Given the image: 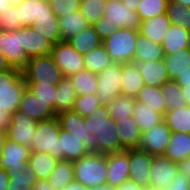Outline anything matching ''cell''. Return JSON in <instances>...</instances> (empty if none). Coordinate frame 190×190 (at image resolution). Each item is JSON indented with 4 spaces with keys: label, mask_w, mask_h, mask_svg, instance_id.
I'll return each instance as SVG.
<instances>
[{
    "label": "cell",
    "mask_w": 190,
    "mask_h": 190,
    "mask_svg": "<svg viewBox=\"0 0 190 190\" xmlns=\"http://www.w3.org/2000/svg\"><path fill=\"white\" fill-rule=\"evenodd\" d=\"M75 181L85 187L104 185L107 182L106 155L89 153L88 155L73 161Z\"/></svg>",
    "instance_id": "obj_1"
},
{
    "label": "cell",
    "mask_w": 190,
    "mask_h": 190,
    "mask_svg": "<svg viewBox=\"0 0 190 190\" xmlns=\"http://www.w3.org/2000/svg\"><path fill=\"white\" fill-rule=\"evenodd\" d=\"M138 33L136 30L119 28L102 41L112 62L121 64L133 62Z\"/></svg>",
    "instance_id": "obj_2"
},
{
    "label": "cell",
    "mask_w": 190,
    "mask_h": 190,
    "mask_svg": "<svg viewBox=\"0 0 190 190\" xmlns=\"http://www.w3.org/2000/svg\"><path fill=\"white\" fill-rule=\"evenodd\" d=\"M22 75L26 84L57 85L64 77L51 55L31 58L22 70Z\"/></svg>",
    "instance_id": "obj_3"
},
{
    "label": "cell",
    "mask_w": 190,
    "mask_h": 190,
    "mask_svg": "<svg viewBox=\"0 0 190 190\" xmlns=\"http://www.w3.org/2000/svg\"><path fill=\"white\" fill-rule=\"evenodd\" d=\"M60 129L57 117L38 121L30 147L31 152L48 153L54 158L62 160V152H59Z\"/></svg>",
    "instance_id": "obj_4"
},
{
    "label": "cell",
    "mask_w": 190,
    "mask_h": 190,
    "mask_svg": "<svg viewBox=\"0 0 190 190\" xmlns=\"http://www.w3.org/2000/svg\"><path fill=\"white\" fill-rule=\"evenodd\" d=\"M122 64L111 63L104 70L97 73L96 95L102 105H108L116 96L122 94L121 90Z\"/></svg>",
    "instance_id": "obj_5"
},
{
    "label": "cell",
    "mask_w": 190,
    "mask_h": 190,
    "mask_svg": "<svg viewBox=\"0 0 190 190\" xmlns=\"http://www.w3.org/2000/svg\"><path fill=\"white\" fill-rule=\"evenodd\" d=\"M0 53L12 68L23 70L26 67L30 59L22 48L21 28L13 31L0 29Z\"/></svg>",
    "instance_id": "obj_6"
},
{
    "label": "cell",
    "mask_w": 190,
    "mask_h": 190,
    "mask_svg": "<svg viewBox=\"0 0 190 190\" xmlns=\"http://www.w3.org/2000/svg\"><path fill=\"white\" fill-rule=\"evenodd\" d=\"M56 117L61 129L81 138L89 153H98L96 136L87 131L84 117L73 110L61 112Z\"/></svg>",
    "instance_id": "obj_7"
},
{
    "label": "cell",
    "mask_w": 190,
    "mask_h": 190,
    "mask_svg": "<svg viewBox=\"0 0 190 190\" xmlns=\"http://www.w3.org/2000/svg\"><path fill=\"white\" fill-rule=\"evenodd\" d=\"M38 121L32 119L24 112L16 110L10 115L7 126V138L22 145L31 147Z\"/></svg>",
    "instance_id": "obj_8"
},
{
    "label": "cell",
    "mask_w": 190,
    "mask_h": 190,
    "mask_svg": "<svg viewBox=\"0 0 190 190\" xmlns=\"http://www.w3.org/2000/svg\"><path fill=\"white\" fill-rule=\"evenodd\" d=\"M59 66L64 77H70L85 70L83 55L70 46L66 41L53 44L50 54Z\"/></svg>",
    "instance_id": "obj_9"
},
{
    "label": "cell",
    "mask_w": 190,
    "mask_h": 190,
    "mask_svg": "<svg viewBox=\"0 0 190 190\" xmlns=\"http://www.w3.org/2000/svg\"><path fill=\"white\" fill-rule=\"evenodd\" d=\"M103 12V17L112 27L139 31L141 21L137 12L131 11L122 1L106 0Z\"/></svg>",
    "instance_id": "obj_10"
},
{
    "label": "cell",
    "mask_w": 190,
    "mask_h": 190,
    "mask_svg": "<svg viewBox=\"0 0 190 190\" xmlns=\"http://www.w3.org/2000/svg\"><path fill=\"white\" fill-rule=\"evenodd\" d=\"M172 135L171 129L163 120L148 131L142 133V141L139 150L153 156L164 155L166 147Z\"/></svg>",
    "instance_id": "obj_11"
},
{
    "label": "cell",
    "mask_w": 190,
    "mask_h": 190,
    "mask_svg": "<svg viewBox=\"0 0 190 190\" xmlns=\"http://www.w3.org/2000/svg\"><path fill=\"white\" fill-rule=\"evenodd\" d=\"M178 163L160 155L153 156L149 190H164L178 173Z\"/></svg>",
    "instance_id": "obj_12"
},
{
    "label": "cell",
    "mask_w": 190,
    "mask_h": 190,
    "mask_svg": "<svg viewBox=\"0 0 190 190\" xmlns=\"http://www.w3.org/2000/svg\"><path fill=\"white\" fill-rule=\"evenodd\" d=\"M30 154L29 146L7 140L0 157V167L6 170L9 176L17 174L23 169V163L28 161Z\"/></svg>",
    "instance_id": "obj_13"
},
{
    "label": "cell",
    "mask_w": 190,
    "mask_h": 190,
    "mask_svg": "<svg viewBox=\"0 0 190 190\" xmlns=\"http://www.w3.org/2000/svg\"><path fill=\"white\" fill-rule=\"evenodd\" d=\"M153 155L139 149H129V179L149 190Z\"/></svg>",
    "instance_id": "obj_14"
},
{
    "label": "cell",
    "mask_w": 190,
    "mask_h": 190,
    "mask_svg": "<svg viewBox=\"0 0 190 190\" xmlns=\"http://www.w3.org/2000/svg\"><path fill=\"white\" fill-rule=\"evenodd\" d=\"M36 121H44L56 117L54 109L36 96L29 88H25L18 109Z\"/></svg>",
    "instance_id": "obj_15"
},
{
    "label": "cell",
    "mask_w": 190,
    "mask_h": 190,
    "mask_svg": "<svg viewBox=\"0 0 190 190\" xmlns=\"http://www.w3.org/2000/svg\"><path fill=\"white\" fill-rule=\"evenodd\" d=\"M107 159V182L110 186L119 187L129 180V149L106 154Z\"/></svg>",
    "instance_id": "obj_16"
},
{
    "label": "cell",
    "mask_w": 190,
    "mask_h": 190,
    "mask_svg": "<svg viewBox=\"0 0 190 190\" xmlns=\"http://www.w3.org/2000/svg\"><path fill=\"white\" fill-rule=\"evenodd\" d=\"M21 42L29 59L50 55L53 48V43L50 40L30 26L21 28Z\"/></svg>",
    "instance_id": "obj_17"
},
{
    "label": "cell",
    "mask_w": 190,
    "mask_h": 190,
    "mask_svg": "<svg viewBox=\"0 0 190 190\" xmlns=\"http://www.w3.org/2000/svg\"><path fill=\"white\" fill-rule=\"evenodd\" d=\"M59 152H62V160L72 162L89 154L81 138L63 129L59 132Z\"/></svg>",
    "instance_id": "obj_18"
},
{
    "label": "cell",
    "mask_w": 190,
    "mask_h": 190,
    "mask_svg": "<svg viewBox=\"0 0 190 190\" xmlns=\"http://www.w3.org/2000/svg\"><path fill=\"white\" fill-rule=\"evenodd\" d=\"M120 145L125 149H139L142 141V132L138 123L131 116L115 121Z\"/></svg>",
    "instance_id": "obj_19"
},
{
    "label": "cell",
    "mask_w": 190,
    "mask_h": 190,
    "mask_svg": "<svg viewBox=\"0 0 190 190\" xmlns=\"http://www.w3.org/2000/svg\"><path fill=\"white\" fill-rule=\"evenodd\" d=\"M136 64L143 78L144 85L161 87L165 82L170 81V76L163 59Z\"/></svg>",
    "instance_id": "obj_20"
},
{
    "label": "cell",
    "mask_w": 190,
    "mask_h": 190,
    "mask_svg": "<svg viewBox=\"0 0 190 190\" xmlns=\"http://www.w3.org/2000/svg\"><path fill=\"white\" fill-rule=\"evenodd\" d=\"M166 13L141 21L139 33L154 43L162 44L166 32L171 26Z\"/></svg>",
    "instance_id": "obj_21"
},
{
    "label": "cell",
    "mask_w": 190,
    "mask_h": 190,
    "mask_svg": "<svg viewBox=\"0 0 190 190\" xmlns=\"http://www.w3.org/2000/svg\"><path fill=\"white\" fill-rule=\"evenodd\" d=\"M18 6L22 27L31 26L36 18L55 15L49 0H24Z\"/></svg>",
    "instance_id": "obj_22"
},
{
    "label": "cell",
    "mask_w": 190,
    "mask_h": 190,
    "mask_svg": "<svg viewBox=\"0 0 190 190\" xmlns=\"http://www.w3.org/2000/svg\"><path fill=\"white\" fill-rule=\"evenodd\" d=\"M161 46L164 54H173L190 48V31L178 25H171Z\"/></svg>",
    "instance_id": "obj_23"
},
{
    "label": "cell",
    "mask_w": 190,
    "mask_h": 190,
    "mask_svg": "<svg viewBox=\"0 0 190 190\" xmlns=\"http://www.w3.org/2000/svg\"><path fill=\"white\" fill-rule=\"evenodd\" d=\"M144 87V81L136 63L122 64V95L136 98Z\"/></svg>",
    "instance_id": "obj_24"
},
{
    "label": "cell",
    "mask_w": 190,
    "mask_h": 190,
    "mask_svg": "<svg viewBox=\"0 0 190 190\" xmlns=\"http://www.w3.org/2000/svg\"><path fill=\"white\" fill-rule=\"evenodd\" d=\"M175 163L190 157V133L172 132L164 155Z\"/></svg>",
    "instance_id": "obj_25"
},
{
    "label": "cell",
    "mask_w": 190,
    "mask_h": 190,
    "mask_svg": "<svg viewBox=\"0 0 190 190\" xmlns=\"http://www.w3.org/2000/svg\"><path fill=\"white\" fill-rule=\"evenodd\" d=\"M163 57L164 52L160 44L154 43L138 33L133 63L152 62L162 60Z\"/></svg>",
    "instance_id": "obj_26"
},
{
    "label": "cell",
    "mask_w": 190,
    "mask_h": 190,
    "mask_svg": "<svg viewBox=\"0 0 190 190\" xmlns=\"http://www.w3.org/2000/svg\"><path fill=\"white\" fill-rule=\"evenodd\" d=\"M85 125L92 135H95V132L117 131L115 120L110 117L107 105H101L93 114L86 117Z\"/></svg>",
    "instance_id": "obj_27"
},
{
    "label": "cell",
    "mask_w": 190,
    "mask_h": 190,
    "mask_svg": "<svg viewBox=\"0 0 190 190\" xmlns=\"http://www.w3.org/2000/svg\"><path fill=\"white\" fill-rule=\"evenodd\" d=\"M132 117L138 123L139 129L142 133L150 130L163 121V115L161 113L150 108L149 105L144 102L136 100V98Z\"/></svg>",
    "instance_id": "obj_28"
},
{
    "label": "cell",
    "mask_w": 190,
    "mask_h": 190,
    "mask_svg": "<svg viewBox=\"0 0 190 190\" xmlns=\"http://www.w3.org/2000/svg\"><path fill=\"white\" fill-rule=\"evenodd\" d=\"M66 42L82 55L102 45V40L93 26H89L70 37Z\"/></svg>",
    "instance_id": "obj_29"
},
{
    "label": "cell",
    "mask_w": 190,
    "mask_h": 190,
    "mask_svg": "<svg viewBox=\"0 0 190 190\" xmlns=\"http://www.w3.org/2000/svg\"><path fill=\"white\" fill-rule=\"evenodd\" d=\"M89 26L90 25L88 24L87 20L79 10L60 17L59 28L61 34V42L68 40L70 37L78 34Z\"/></svg>",
    "instance_id": "obj_30"
},
{
    "label": "cell",
    "mask_w": 190,
    "mask_h": 190,
    "mask_svg": "<svg viewBox=\"0 0 190 190\" xmlns=\"http://www.w3.org/2000/svg\"><path fill=\"white\" fill-rule=\"evenodd\" d=\"M163 61L168 70L170 80H175L190 68V48L173 54H164Z\"/></svg>",
    "instance_id": "obj_31"
},
{
    "label": "cell",
    "mask_w": 190,
    "mask_h": 190,
    "mask_svg": "<svg viewBox=\"0 0 190 190\" xmlns=\"http://www.w3.org/2000/svg\"><path fill=\"white\" fill-rule=\"evenodd\" d=\"M56 114L73 109L74 101L78 97L69 77H63L56 85Z\"/></svg>",
    "instance_id": "obj_32"
},
{
    "label": "cell",
    "mask_w": 190,
    "mask_h": 190,
    "mask_svg": "<svg viewBox=\"0 0 190 190\" xmlns=\"http://www.w3.org/2000/svg\"><path fill=\"white\" fill-rule=\"evenodd\" d=\"M30 27L35 28L40 35L46 37L53 44L61 42L59 18L56 15L36 18Z\"/></svg>",
    "instance_id": "obj_33"
},
{
    "label": "cell",
    "mask_w": 190,
    "mask_h": 190,
    "mask_svg": "<svg viewBox=\"0 0 190 190\" xmlns=\"http://www.w3.org/2000/svg\"><path fill=\"white\" fill-rule=\"evenodd\" d=\"M33 172L36 174L38 180L48 179L50 173L54 170L58 159L51 154L41 152H31L28 159Z\"/></svg>",
    "instance_id": "obj_34"
},
{
    "label": "cell",
    "mask_w": 190,
    "mask_h": 190,
    "mask_svg": "<svg viewBox=\"0 0 190 190\" xmlns=\"http://www.w3.org/2000/svg\"><path fill=\"white\" fill-rule=\"evenodd\" d=\"M83 63L85 70L97 74L113 62L102 44L83 54Z\"/></svg>",
    "instance_id": "obj_35"
},
{
    "label": "cell",
    "mask_w": 190,
    "mask_h": 190,
    "mask_svg": "<svg viewBox=\"0 0 190 190\" xmlns=\"http://www.w3.org/2000/svg\"><path fill=\"white\" fill-rule=\"evenodd\" d=\"M47 180L56 190L66 187L75 180L73 162L58 160Z\"/></svg>",
    "instance_id": "obj_36"
},
{
    "label": "cell",
    "mask_w": 190,
    "mask_h": 190,
    "mask_svg": "<svg viewBox=\"0 0 190 190\" xmlns=\"http://www.w3.org/2000/svg\"><path fill=\"white\" fill-rule=\"evenodd\" d=\"M163 120L172 132L190 133V106L166 111Z\"/></svg>",
    "instance_id": "obj_37"
},
{
    "label": "cell",
    "mask_w": 190,
    "mask_h": 190,
    "mask_svg": "<svg viewBox=\"0 0 190 190\" xmlns=\"http://www.w3.org/2000/svg\"><path fill=\"white\" fill-rule=\"evenodd\" d=\"M69 78L78 96L96 94L98 90L96 73L83 70L71 75Z\"/></svg>",
    "instance_id": "obj_38"
},
{
    "label": "cell",
    "mask_w": 190,
    "mask_h": 190,
    "mask_svg": "<svg viewBox=\"0 0 190 190\" xmlns=\"http://www.w3.org/2000/svg\"><path fill=\"white\" fill-rule=\"evenodd\" d=\"M160 89L167 111L187 107L181 86L175 80L165 82Z\"/></svg>",
    "instance_id": "obj_39"
},
{
    "label": "cell",
    "mask_w": 190,
    "mask_h": 190,
    "mask_svg": "<svg viewBox=\"0 0 190 190\" xmlns=\"http://www.w3.org/2000/svg\"><path fill=\"white\" fill-rule=\"evenodd\" d=\"M7 190H33V185L38 181L29 161L23 163V169L14 175H10Z\"/></svg>",
    "instance_id": "obj_40"
},
{
    "label": "cell",
    "mask_w": 190,
    "mask_h": 190,
    "mask_svg": "<svg viewBox=\"0 0 190 190\" xmlns=\"http://www.w3.org/2000/svg\"><path fill=\"white\" fill-rule=\"evenodd\" d=\"M27 84L22 75V70L12 68L0 72V94L5 92H24Z\"/></svg>",
    "instance_id": "obj_41"
},
{
    "label": "cell",
    "mask_w": 190,
    "mask_h": 190,
    "mask_svg": "<svg viewBox=\"0 0 190 190\" xmlns=\"http://www.w3.org/2000/svg\"><path fill=\"white\" fill-rule=\"evenodd\" d=\"M136 100L144 102L149 105L150 108L161 113L163 116L167 111L160 87L144 85L136 97Z\"/></svg>",
    "instance_id": "obj_42"
},
{
    "label": "cell",
    "mask_w": 190,
    "mask_h": 190,
    "mask_svg": "<svg viewBox=\"0 0 190 190\" xmlns=\"http://www.w3.org/2000/svg\"><path fill=\"white\" fill-rule=\"evenodd\" d=\"M135 98L126 95L116 96L107 106L110 117L115 121L122 120L132 116L134 110Z\"/></svg>",
    "instance_id": "obj_43"
},
{
    "label": "cell",
    "mask_w": 190,
    "mask_h": 190,
    "mask_svg": "<svg viewBox=\"0 0 190 190\" xmlns=\"http://www.w3.org/2000/svg\"><path fill=\"white\" fill-rule=\"evenodd\" d=\"M166 14L172 25H178L190 31V7L169 0Z\"/></svg>",
    "instance_id": "obj_44"
},
{
    "label": "cell",
    "mask_w": 190,
    "mask_h": 190,
    "mask_svg": "<svg viewBox=\"0 0 190 190\" xmlns=\"http://www.w3.org/2000/svg\"><path fill=\"white\" fill-rule=\"evenodd\" d=\"M95 136L97 139L99 154L106 155L125 150L120 145V140L117 131L95 132Z\"/></svg>",
    "instance_id": "obj_45"
},
{
    "label": "cell",
    "mask_w": 190,
    "mask_h": 190,
    "mask_svg": "<svg viewBox=\"0 0 190 190\" xmlns=\"http://www.w3.org/2000/svg\"><path fill=\"white\" fill-rule=\"evenodd\" d=\"M169 0H140L137 15L140 21L166 13Z\"/></svg>",
    "instance_id": "obj_46"
},
{
    "label": "cell",
    "mask_w": 190,
    "mask_h": 190,
    "mask_svg": "<svg viewBox=\"0 0 190 190\" xmlns=\"http://www.w3.org/2000/svg\"><path fill=\"white\" fill-rule=\"evenodd\" d=\"M106 0H81L79 11L85 17L88 24H93L104 16Z\"/></svg>",
    "instance_id": "obj_47"
},
{
    "label": "cell",
    "mask_w": 190,
    "mask_h": 190,
    "mask_svg": "<svg viewBox=\"0 0 190 190\" xmlns=\"http://www.w3.org/2000/svg\"><path fill=\"white\" fill-rule=\"evenodd\" d=\"M100 103L96 94L81 95L76 98L73 105V111L86 118L93 114L95 110L100 107Z\"/></svg>",
    "instance_id": "obj_48"
},
{
    "label": "cell",
    "mask_w": 190,
    "mask_h": 190,
    "mask_svg": "<svg viewBox=\"0 0 190 190\" xmlns=\"http://www.w3.org/2000/svg\"><path fill=\"white\" fill-rule=\"evenodd\" d=\"M32 93L48 103L56 112L57 88L54 84H27Z\"/></svg>",
    "instance_id": "obj_49"
},
{
    "label": "cell",
    "mask_w": 190,
    "mask_h": 190,
    "mask_svg": "<svg viewBox=\"0 0 190 190\" xmlns=\"http://www.w3.org/2000/svg\"><path fill=\"white\" fill-rule=\"evenodd\" d=\"M22 28V20L19 15V6L11 5L0 15V29L13 31Z\"/></svg>",
    "instance_id": "obj_50"
},
{
    "label": "cell",
    "mask_w": 190,
    "mask_h": 190,
    "mask_svg": "<svg viewBox=\"0 0 190 190\" xmlns=\"http://www.w3.org/2000/svg\"><path fill=\"white\" fill-rule=\"evenodd\" d=\"M81 0H49L53 13L58 17H63L69 13L79 10Z\"/></svg>",
    "instance_id": "obj_51"
},
{
    "label": "cell",
    "mask_w": 190,
    "mask_h": 190,
    "mask_svg": "<svg viewBox=\"0 0 190 190\" xmlns=\"http://www.w3.org/2000/svg\"><path fill=\"white\" fill-rule=\"evenodd\" d=\"M23 94L24 92H5L0 94V109L11 115L18 109Z\"/></svg>",
    "instance_id": "obj_52"
},
{
    "label": "cell",
    "mask_w": 190,
    "mask_h": 190,
    "mask_svg": "<svg viewBox=\"0 0 190 190\" xmlns=\"http://www.w3.org/2000/svg\"><path fill=\"white\" fill-rule=\"evenodd\" d=\"M94 30L99 35L100 39L104 41L108 36H110L114 31L118 30L117 26H111L107 19L102 17L93 24Z\"/></svg>",
    "instance_id": "obj_53"
},
{
    "label": "cell",
    "mask_w": 190,
    "mask_h": 190,
    "mask_svg": "<svg viewBox=\"0 0 190 190\" xmlns=\"http://www.w3.org/2000/svg\"><path fill=\"white\" fill-rule=\"evenodd\" d=\"M164 190H190V180L178 171L174 179Z\"/></svg>",
    "instance_id": "obj_54"
},
{
    "label": "cell",
    "mask_w": 190,
    "mask_h": 190,
    "mask_svg": "<svg viewBox=\"0 0 190 190\" xmlns=\"http://www.w3.org/2000/svg\"><path fill=\"white\" fill-rule=\"evenodd\" d=\"M116 190H148V189L138 185L137 183L129 179L123 182L119 187H116Z\"/></svg>",
    "instance_id": "obj_55"
},
{
    "label": "cell",
    "mask_w": 190,
    "mask_h": 190,
    "mask_svg": "<svg viewBox=\"0 0 190 190\" xmlns=\"http://www.w3.org/2000/svg\"><path fill=\"white\" fill-rule=\"evenodd\" d=\"M178 170L190 180V157L178 163Z\"/></svg>",
    "instance_id": "obj_56"
},
{
    "label": "cell",
    "mask_w": 190,
    "mask_h": 190,
    "mask_svg": "<svg viewBox=\"0 0 190 190\" xmlns=\"http://www.w3.org/2000/svg\"><path fill=\"white\" fill-rule=\"evenodd\" d=\"M175 81L181 86H190V68L185 71L183 74H180Z\"/></svg>",
    "instance_id": "obj_57"
},
{
    "label": "cell",
    "mask_w": 190,
    "mask_h": 190,
    "mask_svg": "<svg viewBox=\"0 0 190 190\" xmlns=\"http://www.w3.org/2000/svg\"><path fill=\"white\" fill-rule=\"evenodd\" d=\"M33 190H56L47 179L38 180L33 185Z\"/></svg>",
    "instance_id": "obj_58"
},
{
    "label": "cell",
    "mask_w": 190,
    "mask_h": 190,
    "mask_svg": "<svg viewBox=\"0 0 190 190\" xmlns=\"http://www.w3.org/2000/svg\"><path fill=\"white\" fill-rule=\"evenodd\" d=\"M10 177L6 173V170L0 167V190H7V186L9 185Z\"/></svg>",
    "instance_id": "obj_59"
},
{
    "label": "cell",
    "mask_w": 190,
    "mask_h": 190,
    "mask_svg": "<svg viewBox=\"0 0 190 190\" xmlns=\"http://www.w3.org/2000/svg\"><path fill=\"white\" fill-rule=\"evenodd\" d=\"M10 115L0 109V129L6 130L9 124Z\"/></svg>",
    "instance_id": "obj_60"
},
{
    "label": "cell",
    "mask_w": 190,
    "mask_h": 190,
    "mask_svg": "<svg viewBox=\"0 0 190 190\" xmlns=\"http://www.w3.org/2000/svg\"><path fill=\"white\" fill-rule=\"evenodd\" d=\"M59 190H87V187H85L81 183L74 180L73 182L68 184L66 187H62Z\"/></svg>",
    "instance_id": "obj_61"
},
{
    "label": "cell",
    "mask_w": 190,
    "mask_h": 190,
    "mask_svg": "<svg viewBox=\"0 0 190 190\" xmlns=\"http://www.w3.org/2000/svg\"><path fill=\"white\" fill-rule=\"evenodd\" d=\"M11 69L12 67L7 62L6 57L0 53V72H6Z\"/></svg>",
    "instance_id": "obj_62"
},
{
    "label": "cell",
    "mask_w": 190,
    "mask_h": 190,
    "mask_svg": "<svg viewBox=\"0 0 190 190\" xmlns=\"http://www.w3.org/2000/svg\"><path fill=\"white\" fill-rule=\"evenodd\" d=\"M7 140V131L0 129V157L2 156V151L5 147Z\"/></svg>",
    "instance_id": "obj_63"
},
{
    "label": "cell",
    "mask_w": 190,
    "mask_h": 190,
    "mask_svg": "<svg viewBox=\"0 0 190 190\" xmlns=\"http://www.w3.org/2000/svg\"><path fill=\"white\" fill-rule=\"evenodd\" d=\"M122 2L128 6L131 11L137 12L138 5L140 3V0H122Z\"/></svg>",
    "instance_id": "obj_64"
},
{
    "label": "cell",
    "mask_w": 190,
    "mask_h": 190,
    "mask_svg": "<svg viewBox=\"0 0 190 190\" xmlns=\"http://www.w3.org/2000/svg\"><path fill=\"white\" fill-rule=\"evenodd\" d=\"M87 190H116V187L104 184L100 186L87 187Z\"/></svg>",
    "instance_id": "obj_65"
},
{
    "label": "cell",
    "mask_w": 190,
    "mask_h": 190,
    "mask_svg": "<svg viewBox=\"0 0 190 190\" xmlns=\"http://www.w3.org/2000/svg\"><path fill=\"white\" fill-rule=\"evenodd\" d=\"M187 106H190V86L181 87Z\"/></svg>",
    "instance_id": "obj_66"
},
{
    "label": "cell",
    "mask_w": 190,
    "mask_h": 190,
    "mask_svg": "<svg viewBox=\"0 0 190 190\" xmlns=\"http://www.w3.org/2000/svg\"><path fill=\"white\" fill-rule=\"evenodd\" d=\"M11 6L10 0H0V15L4 10Z\"/></svg>",
    "instance_id": "obj_67"
},
{
    "label": "cell",
    "mask_w": 190,
    "mask_h": 190,
    "mask_svg": "<svg viewBox=\"0 0 190 190\" xmlns=\"http://www.w3.org/2000/svg\"><path fill=\"white\" fill-rule=\"evenodd\" d=\"M173 1L178 2V3H181V4H183L184 6L190 7V0H173Z\"/></svg>",
    "instance_id": "obj_68"
},
{
    "label": "cell",
    "mask_w": 190,
    "mask_h": 190,
    "mask_svg": "<svg viewBox=\"0 0 190 190\" xmlns=\"http://www.w3.org/2000/svg\"><path fill=\"white\" fill-rule=\"evenodd\" d=\"M24 0H10L11 5L14 6H18L21 2H23Z\"/></svg>",
    "instance_id": "obj_69"
}]
</instances>
